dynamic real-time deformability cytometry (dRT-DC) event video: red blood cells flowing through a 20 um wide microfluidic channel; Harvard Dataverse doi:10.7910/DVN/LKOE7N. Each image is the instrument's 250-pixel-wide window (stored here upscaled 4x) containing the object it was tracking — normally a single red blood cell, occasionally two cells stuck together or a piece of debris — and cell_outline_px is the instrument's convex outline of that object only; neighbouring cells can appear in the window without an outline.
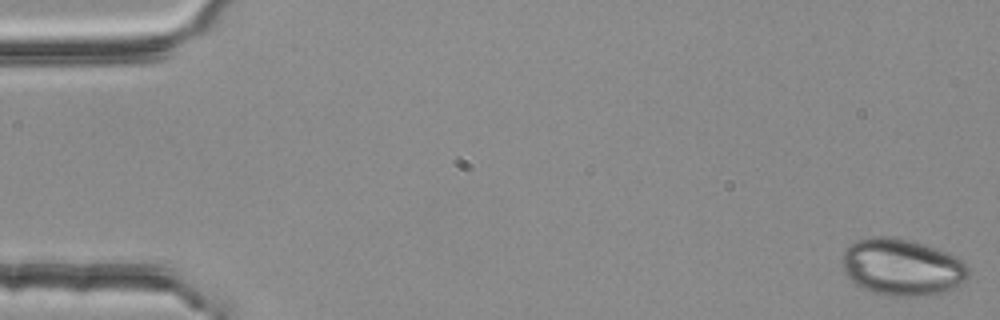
{"species": "common noctule bat (a hibernating species)", "species_latin": "Nyctalus noctula", "temperature_condition": "room temperature", "stored_images_in_passage": 52, "camera_frame_rate_fps": 3000, "um_per_image_px": 0.085, "animal": {"sex": "female", "body_mass_g": 25.1}, "frame": {"image": 1, "passage_image": 1, "time_ms": 0.0, "image_size_px": [1000, 320], "cell_outline_px": [[968, 276], [956, 288], [928, 296], [884, 296], [872, 292], [856, 284], [844, 272], [840, 260], [844, 248], [852, 240], [872, 236], [892, 236], [912, 240], [936, 248], [956, 256], [964, 260], [968, 268]], "centroid_in_image_um": [76.63, 22.69], "position_along_channel_um": 8.4, "area_um2": 42.6}}
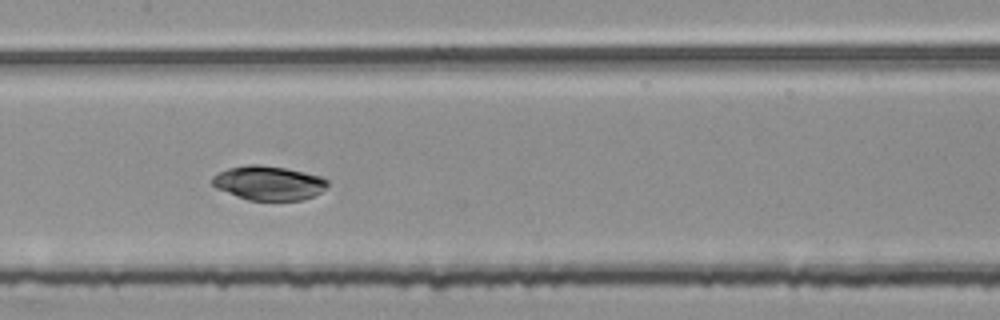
{"frame": {"image": 2, "passage_image": 27, "time_ms": 8.667, "image_size_px": [1000, 320], "cell_outline_px": [[328, 184], [320, 192], [312, 196], [300, 200], [248, 200], [236, 196], [216, 188], [212, 184], [212, 176], [228, 168], [248, 164], [260, 164], [284, 168], [304, 172], [320, 176], [328, 180]], "centroid_in_image_um": [22.8, 15.55], "position_along_channel_um": 184.6, "area_um2": 22.83}}
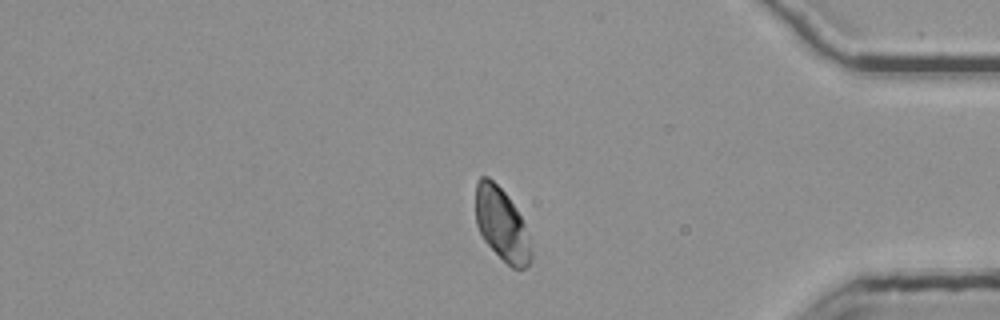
{"frame": {"image": 3, "passage_image": 46, "time_ms": 15.0, "image_size_px": [1000, 320], "cell_outline_px": [[532, 256], [528, 264], [524, 268], [512, 268], [484, 240], [476, 224], [476, 180], [480, 176], [488, 176], [508, 196], [516, 208], [524, 224], [532, 252]], "centroid_in_image_um": [42.63, 19.04], "position_along_channel_um": 392.6, "area_um2": 23.12}, "authors_computed_cell_mechanics": {"area_um2": 24.4494, "velocity_mm_per_s": 3.7468, "shape_relaxation_time_tau1_ms": 2.0524, "shape_relaxation_time_tau2_ms": null, "deformation_change_tau1": 0.033, "deformation_change_tau2": null}}